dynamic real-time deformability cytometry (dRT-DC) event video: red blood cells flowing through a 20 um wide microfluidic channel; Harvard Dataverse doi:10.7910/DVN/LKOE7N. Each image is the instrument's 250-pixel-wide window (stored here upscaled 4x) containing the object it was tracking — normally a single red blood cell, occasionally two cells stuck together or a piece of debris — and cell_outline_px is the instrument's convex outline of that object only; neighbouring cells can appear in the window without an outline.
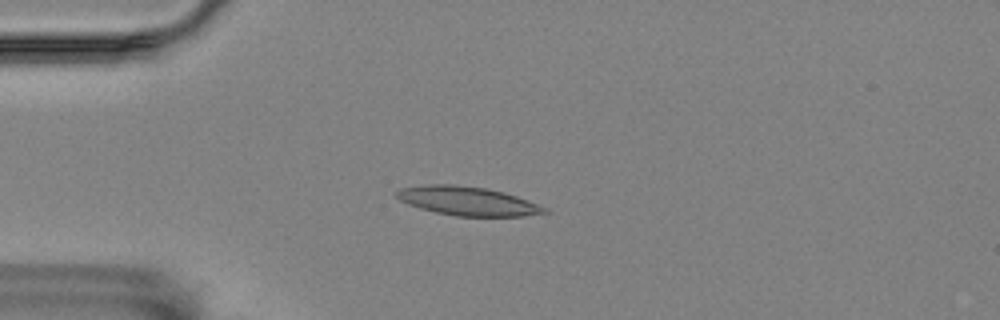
{"species": "Egyptian fruit bat (a non-hibernating species)", "species_latin": "Rousettus aegyptiacus", "temperature_condition": "room temperature", "stored_images_in_passage": 51, "camera_frame_rate_fps": 3000, "um_per_image_px": 0.085, "animal": {"sex": "female"}, "frame": {"image": 1, "passage_image": 13, "time_ms": 4.0, "image_size_px": [1000, 320], "cell_outline_px": [[548, 212], [524, 216], [456, 216], [436, 212], [420, 208], [408, 204], [400, 200], [396, 196], [396, 192], [400, 188], [428, 184], [452, 184], [484, 188], [504, 192], [516, 196], [548, 208]], "centroid_in_image_um": [39.73, 17.09], "position_along_channel_um": 45.3, "area_um2": 24.68}}
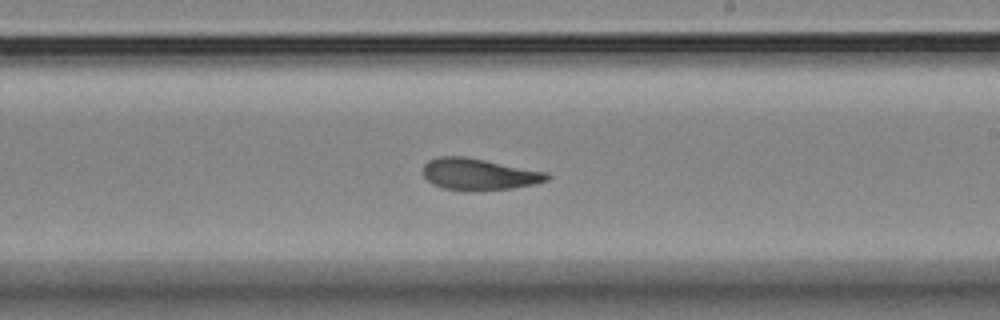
{"frame": {"image": 2, "passage_image": 32, "time_ms": 10.333, "image_size_px": [1000, 320], "cell_outline_px": [[552, 176], [548, 180], [532, 184], [512, 188], [468, 192], [464, 192], [444, 188], [432, 184], [424, 176], [424, 164], [428, 160], [440, 156], [464, 156], [548, 172]], "centroid_in_image_um": [40.7, 14.82], "position_along_channel_um": 248.3, "area_um2": 23.0}}
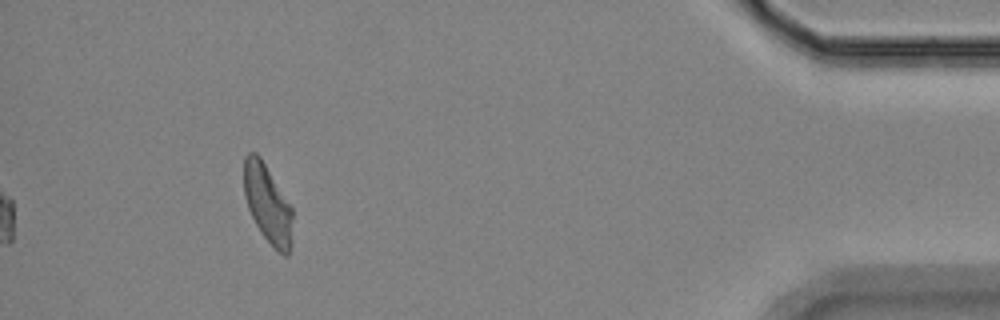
{"frame": {"image": 3, "passage_image": 51, "time_ms": 16.667, "image_size_px": [1000, 320], "cell_outline_px": [[292, 244], [288, 256], [284, 256], [260, 232], [248, 208], [244, 196], [244, 156], [248, 152], [256, 152], [260, 156], [292, 208]], "centroid_in_image_um": [22.74, 17.32], "position_along_channel_um": 412.5, "area_um2": 22.08}, "authors_computed_cell_mechanics": {"area_um2": 23.2934, "velocity_mm_per_s": 3.4953, "shape_relaxation_time_tau1_ms": 7.5452, "shape_relaxation_time_tau2_ms": 3.475, "deformation_change_tau1": 0.198, "deformation_change_tau2": 0.1154}}